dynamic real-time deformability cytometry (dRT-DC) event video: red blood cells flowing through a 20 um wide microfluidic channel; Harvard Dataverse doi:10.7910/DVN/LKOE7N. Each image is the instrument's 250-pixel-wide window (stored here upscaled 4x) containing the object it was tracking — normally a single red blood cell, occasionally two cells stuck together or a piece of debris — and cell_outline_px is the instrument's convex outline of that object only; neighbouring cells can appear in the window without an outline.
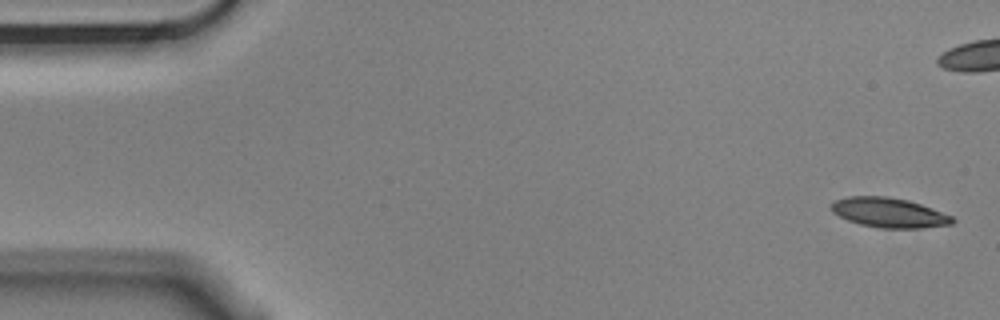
{"species": "Egyptian fruit bat (a non-hibernating species)", "species_latin": "Rousettus aegyptiacus", "temperature_condition": "cold", "stored_images_in_passage": 5, "camera_frame_rate_fps": 3000, "um_per_image_px": 0.085, "animal": {"sex": "male"}, "frame": {"image": 1, "passage_image": 1, "time_ms": 0.0, "image_size_px": [1000, 320], "cell_outline_px": [[956, 220], [952, 224], [920, 228], [880, 228], [860, 224], [848, 220], [832, 212], [832, 204], [836, 200], [848, 196], [888, 196], [908, 200], [932, 208], [952, 216]], "centroid_in_image_um": [75.59, 18.07], "position_along_channel_um": 9.4, "area_um2": 20.87}}